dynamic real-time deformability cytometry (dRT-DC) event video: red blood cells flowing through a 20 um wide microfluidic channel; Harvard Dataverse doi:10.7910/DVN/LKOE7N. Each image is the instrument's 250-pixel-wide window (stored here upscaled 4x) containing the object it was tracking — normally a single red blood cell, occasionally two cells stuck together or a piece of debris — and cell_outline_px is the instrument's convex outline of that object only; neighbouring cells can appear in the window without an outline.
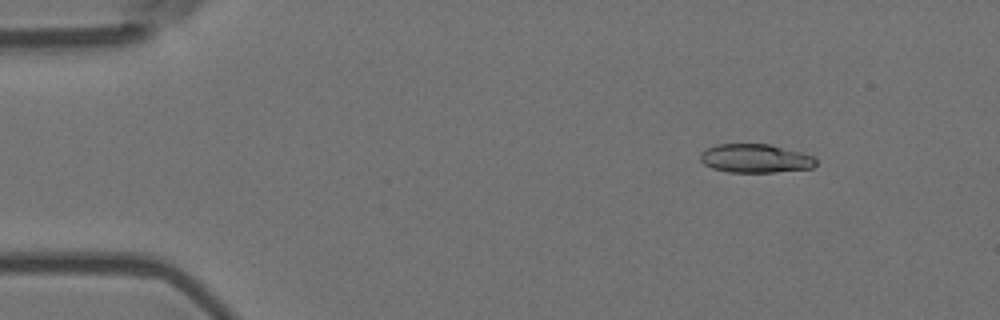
{"species": "Egyptian fruit bat (a non-hibernating species)", "species_latin": "Rousettus aegyptiacus", "temperature_condition": "room temperature", "stored_images_in_passage": 4, "camera_frame_rate_fps": 3000, "um_per_image_px": 0.085, "animal": {"sex": "female"}, "frame": {"image": 1, "passage_image": 1, "time_ms": 0.0, "image_size_px": [1000, 320], "cell_outline_px": [[816, 164], [812, 168], [776, 172], [728, 172], [712, 168], [704, 164], [700, 160], [700, 152], [704, 148], [716, 144], [768, 144], [800, 152], [812, 156], [816, 160]], "centroid_in_image_um": [64.15, 13.46], "position_along_channel_um": 20.8, "area_um2": 19.36}}
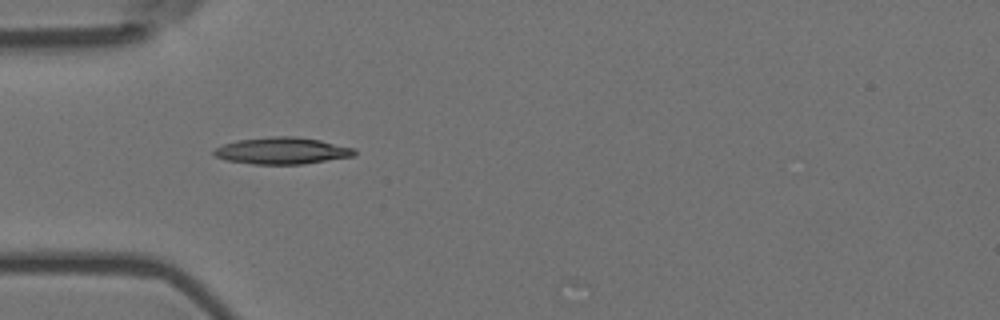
{"frame": {"image": 2, "passage_image": 3, "time_ms": 0.667, "image_size_px": [1000, 320], "cell_outline_px": [[356, 156], [304, 164], [252, 164], [228, 160], [216, 156], [212, 152], [216, 148], [224, 144], [236, 140], [272, 136], [296, 136], [320, 140], [356, 148]], "centroid_in_image_um": [24.03, 12.81], "position_along_channel_um": 61.0, "area_um2": 22.02}}
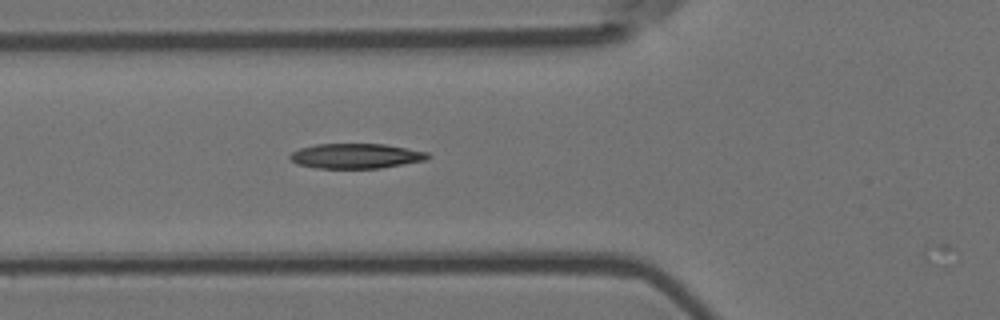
{"frame": {"image": 3, "passage_image": 4, "time_ms": 1.0, "image_size_px": [1000, 320], "cell_outline_px": [[432, 156], [428, 160], [380, 168], [316, 168], [296, 164], [288, 156], [292, 152], [300, 148], [316, 144], [384, 144], [428, 152]], "centroid_in_image_um": [30.27, 13.26], "position_along_channel_um": 95.5, "area_um2": 20.11}}